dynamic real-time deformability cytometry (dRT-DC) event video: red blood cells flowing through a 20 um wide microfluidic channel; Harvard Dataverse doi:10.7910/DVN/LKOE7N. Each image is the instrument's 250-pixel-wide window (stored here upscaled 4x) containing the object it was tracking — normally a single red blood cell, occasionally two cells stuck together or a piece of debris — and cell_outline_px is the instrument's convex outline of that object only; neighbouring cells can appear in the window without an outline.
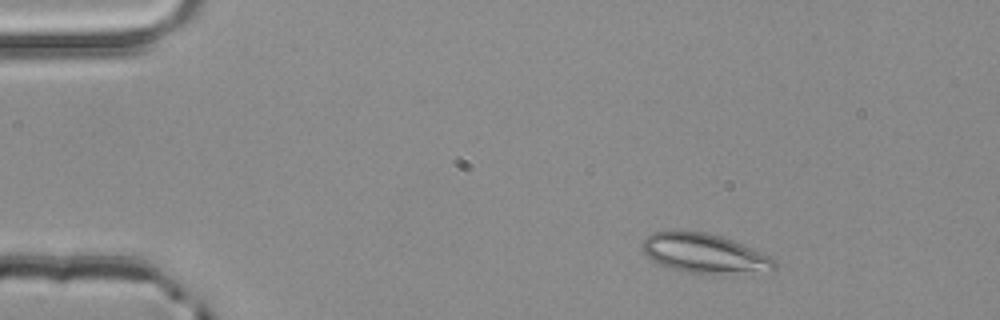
{"species": "common noctule bat (a hibernating species)", "species_latin": "Nyctalus noctula", "temperature_condition": "room temperature", "stored_images_in_passage": 3, "camera_frame_rate_fps": 3000, "um_per_image_px": 0.085, "animal": {"sex": "male", "body_mass_g": 20.4}, "frame": {"image": 1, "passage_image": 3, "time_ms": 0.667, "image_size_px": [1000, 320], "cell_outline_px": [[776, 268], [772, 272], [688, 272], [668, 268], [652, 260], [640, 248], [640, 244], [652, 232], [704, 232], [720, 236], [732, 240], [752, 248], [776, 260]], "centroid_in_image_um": [59.87, 21.54], "position_along_channel_um": 25.1, "area_um2": 29.65}}